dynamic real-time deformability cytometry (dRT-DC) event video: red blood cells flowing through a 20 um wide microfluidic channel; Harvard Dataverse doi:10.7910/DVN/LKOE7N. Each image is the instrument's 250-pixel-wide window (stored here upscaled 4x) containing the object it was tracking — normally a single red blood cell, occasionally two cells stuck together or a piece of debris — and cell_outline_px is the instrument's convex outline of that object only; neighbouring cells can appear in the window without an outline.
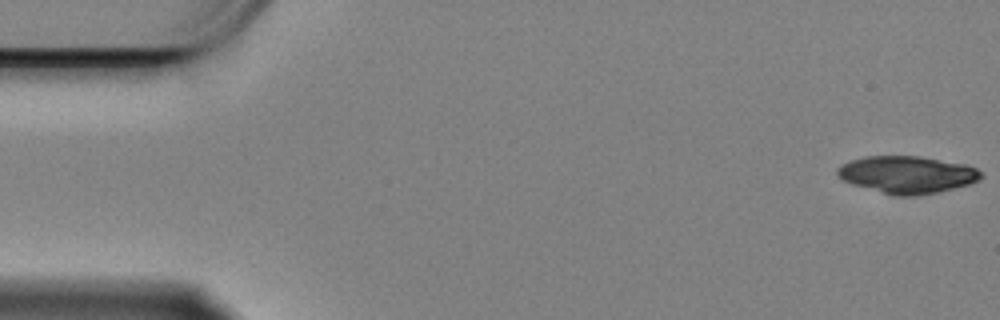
{"species": "Egyptian fruit bat (a non-hibernating species)", "species_latin": "Rousettus aegyptiacus", "temperature_condition": "cold", "stored_images_in_passage": 31, "camera_frame_rate_fps": 3000, "um_per_image_px": 0.085, "animal": {"sex": "female"}, "frame": {"image": 1, "passage_image": 1, "time_ms": 0.0, "image_size_px": [1000, 320], "cell_outline_px": [[984, 176], [980, 180], [968, 184], [936, 192], [912, 196], [896, 196], [852, 184], [836, 176], [836, 168], [840, 164], [864, 156], [920, 156], [964, 164], [976, 168]], "centroid_in_image_um": [77.07, 14.83], "position_along_channel_um": 7.9, "area_um2": 31.04}}
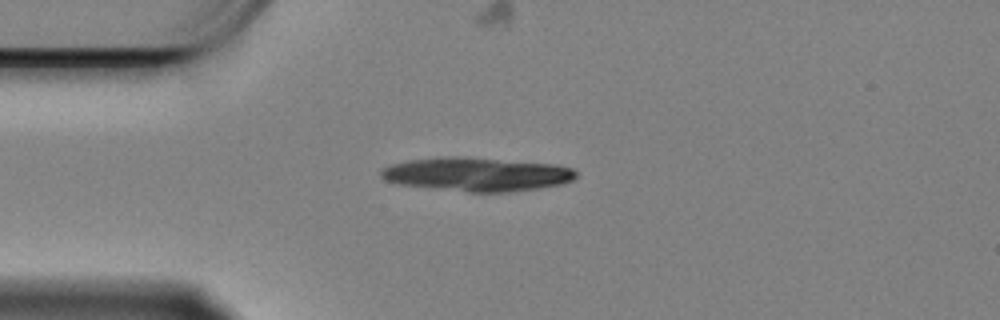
{"frame": {"image": 2, "passage_image": 14, "time_ms": 4.333, "image_size_px": [1000, 320], "cell_outline_px": [[576, 176], [572, 180], [560, 184], [536, 188], [504, 192], [472, 192], [400, 184], [388, 180], [380, 176], [380, 168], [392, 164], [408, 160], [440, 156], [460, 156], [556, 164], [572, 168], [576, 172]], "centroid_in_image_um": [40.51, 14.79], "position_along_channel_um": 44.5, "area_um2": 38.09}}
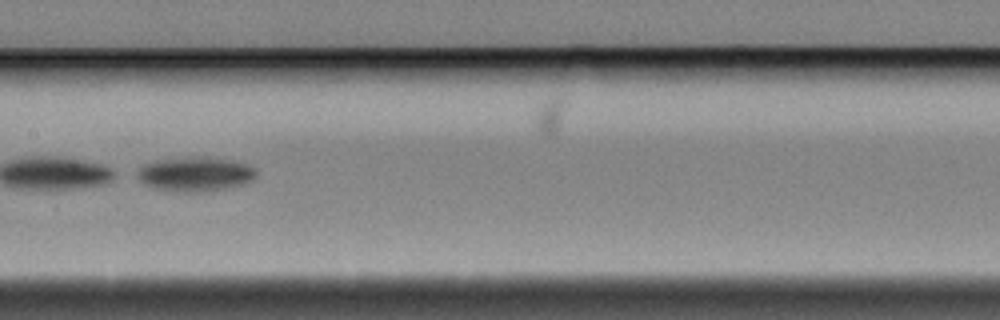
{"frame": {"image": 3, "passage_image": 29, "time_ms": 9.333, "image_size_px": [1000, 320], "cell_outline_px": [[256, 176], [252, 180], [244, 184], [204, 192], [180, 192], [156, 188], [144, 184], [132, 176], [132, 172], [144, 164], [156, 160], [184, 156], [208, 156], [232, 160], [248, 164], [256, 168]], "centroid_in_image_um": [16.53, 14.77], "position_along_channel_um": 190.9, "area_um2": 24.62}}